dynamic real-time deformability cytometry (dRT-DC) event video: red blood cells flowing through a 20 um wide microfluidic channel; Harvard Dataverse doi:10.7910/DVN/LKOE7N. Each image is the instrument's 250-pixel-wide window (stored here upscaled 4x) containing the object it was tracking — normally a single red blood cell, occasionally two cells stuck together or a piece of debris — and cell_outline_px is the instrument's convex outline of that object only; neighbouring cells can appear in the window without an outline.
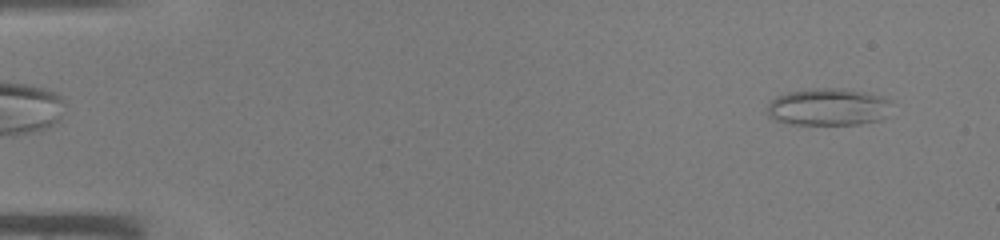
{"species": "common noctule bat (a hibernating species)", "species_latin": "Nyctalus noctula", "temperature_condition": "warm", "stored_images_in_passage": 44, "camera_frame_rate_fps": 3000, "um_per_image_px": 0.085, "animal": {"sex": "male", "body_mass_g": 19.0, "forearm_length_mm": 50.8}, "frame": {"image": 1, "passage_image": 3, "time_ms": 0.667, "image_size_px": [1000, 240], "cell_outline_px": [[888, 100], [884, 116], [880, 120], [860, 124], [792, 124], [776, 120], [768, 116], [768, 104], [776, 96], [788, 92], [816, 88], [836, 88], [864, 92], [880, 96]], "centroid_in_image_um": [70.32, 9.1], "position_along_channel_um": 14.7, "area_um2": 26.41}}
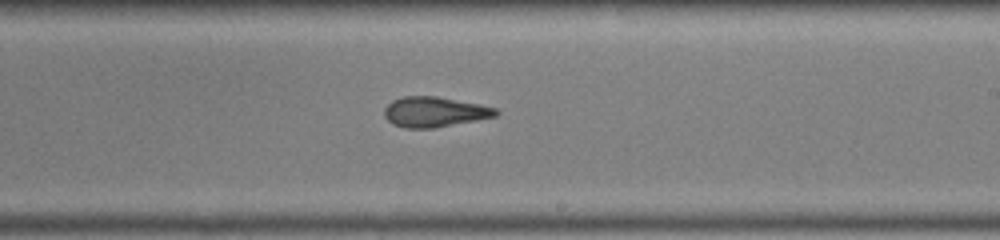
{"frame": {"image": 2, "passage_image": 27, "time_ms": 8.667, "image_size_px": [1000, 240], "cell_outline_px": [[500, 112], [496, 116], [476, 120], [432, 128], [404, 128], [392, 124], [384, 116], [384, 108], [392, 100], [404, 96], [436, 96], [480, 104], [496, 108]], "centroid_in_image_um": [36.91, 9.51], "position_along_channel_um": 252.1, "area_um2": 19.59}}
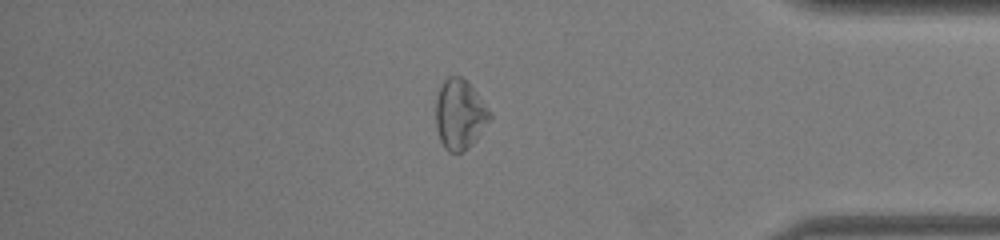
{"frame": {"image": 3, "passage_image": 38, "time_ms": 12.333, "image_size_px": [1000, 240], "cell_outline_px": [[492, 116], [468, 148], [464, 152], [448, 152], [444, 148], [440, 140], [436, 128], [436, 100], [440, 88], [444, 80], [448, 76], [460, 76], [472, 88], [492, 112]], "centroid_in_image_um": [39.06, 9.74], "position_along_channel_um": 396.1, "area_um2": 21.62}}